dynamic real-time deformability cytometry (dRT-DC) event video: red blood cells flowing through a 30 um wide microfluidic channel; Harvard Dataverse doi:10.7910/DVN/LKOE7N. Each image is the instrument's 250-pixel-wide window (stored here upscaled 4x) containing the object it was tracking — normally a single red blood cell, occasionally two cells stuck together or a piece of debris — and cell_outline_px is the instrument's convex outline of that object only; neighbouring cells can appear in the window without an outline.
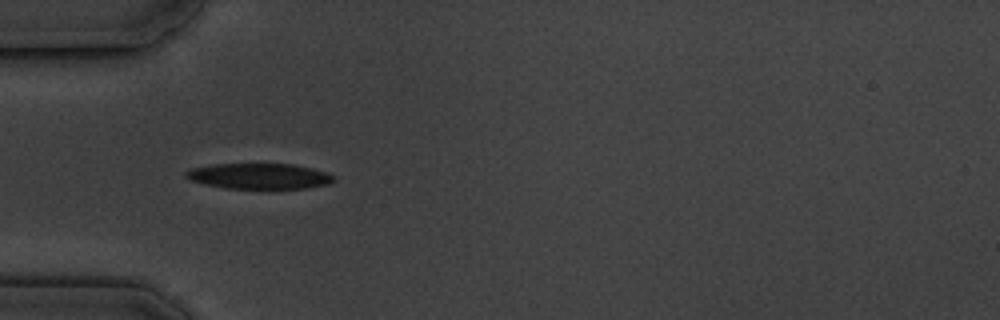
{"species": "common noctule bat (a hibernating species)", "species_latin": "Nyctalus noctula", "temperature_condition": "cold", "stored_images_in_passage": 2, "camera_frame_rate_fps": 3000, "um_per_image_px": 0.085, "animal": {"sex": "male", "body_mass_g": 19.5, "forearm_length_mm": 54.6}, "frame": {"image": 1, "passage_image": 1, "time_ms": 0.0, "image_size_px": [1000, 320], "cell_outline_px": [[336, 180], [328, 184], [308, 188], [224, 188], [204, 184], [188, 180], [184, 176], [184, 172], [192, 168], [212, 164], [292, 164], [312, 168], [336, 176]], "centroid_in_image_um": [22.01, 14.97], "position_along_channel_um": 63.0, "area_um2": 22.14}}